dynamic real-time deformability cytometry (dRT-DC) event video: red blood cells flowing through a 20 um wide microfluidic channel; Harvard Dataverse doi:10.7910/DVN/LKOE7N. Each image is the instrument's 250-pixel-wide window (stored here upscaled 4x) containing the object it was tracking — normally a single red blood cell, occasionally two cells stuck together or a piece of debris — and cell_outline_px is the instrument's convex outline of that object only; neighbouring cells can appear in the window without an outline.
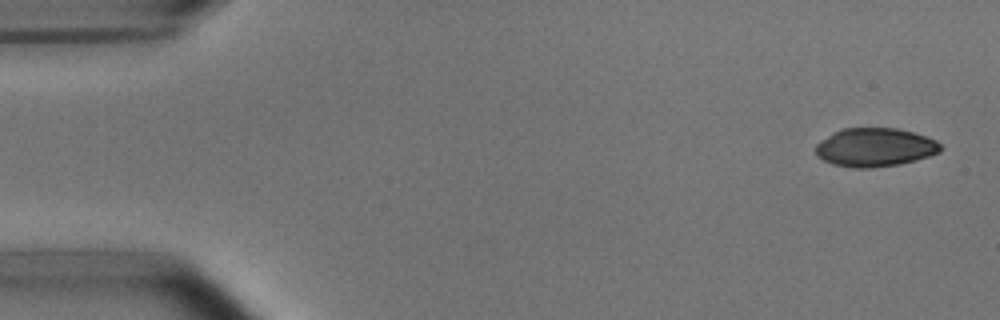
{"species": "common noctule bat (a hibernating species)", "species_latin": "Nyctalus noctula", "temperature_condition": "room temperature", "stored_images_in_passage": 4, "camera_frame_rate_fps": 3000, "um_per_image_px": 0.085, "animal": {"sex": "male", "body_mass_g": 15.6}, "frame": {"image": 1, "passage_image": 1, "time_ms": 0.0, "image_size_px": [1000, 320], "cell_outline_px": [[944, 148], [940, 152], [916, 160], [900, 164], [868, 168], [856, 168], [832, 164], [816, 156], [816, 144], [820, 140], [844, 128], [896, 128], [912, 132], [936, 140]], "centroid_in_image_um": [74.38, 12.53], "position_along_channel_um": 10.6, "area_um2": 27.98}}
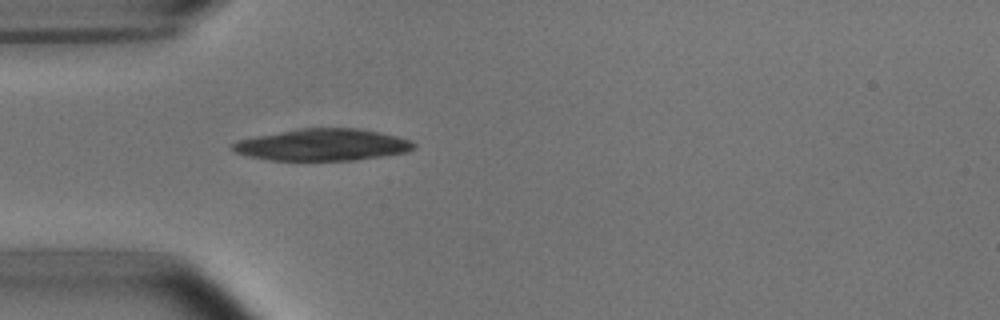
{"frame": {"image": 2, "passage_image": 4, "time_ms": 4.333, "image_size_px": [1000, 320], "cell_outline_px": [[416, 148], [408, 152], [356, 160], [268, 160], [248, 156], [236, 152], [232, 148], [232, 144], [240, 140], [256, 136], [296, 128], [356, 128], [380, 132], [412, 140], [416, 144]], "centroid_in_image_um": [27.46, 12.3], "position_along_channel_um": 57.5, "area_um2": 33.64}}